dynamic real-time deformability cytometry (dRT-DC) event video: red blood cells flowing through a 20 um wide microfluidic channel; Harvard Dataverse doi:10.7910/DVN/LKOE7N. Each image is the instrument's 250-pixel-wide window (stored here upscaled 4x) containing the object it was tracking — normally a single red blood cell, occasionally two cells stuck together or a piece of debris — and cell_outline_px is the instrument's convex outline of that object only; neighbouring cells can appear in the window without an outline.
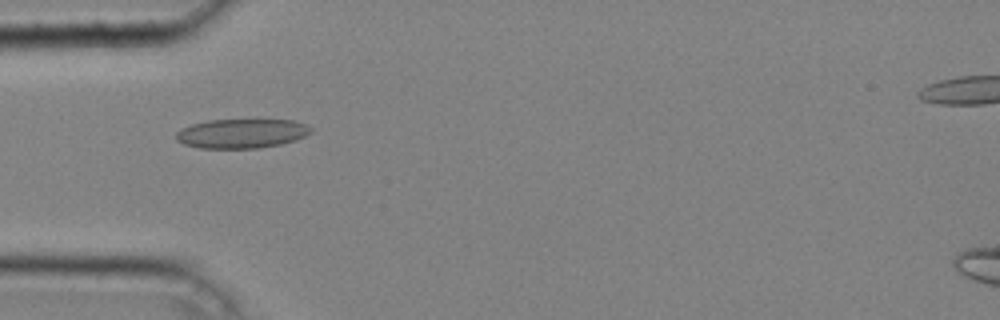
{"species": "common noctule bat (a hibernating species)", "species_latin": "Nyctalus noctula", "temperature_condition": "cold", "stored_images_in_passage": 30, "camera_frame_rate_fps": 3000, "um_per_image_px": 0.085, "animal": {"sex": "male", "body_mass_g": 20.4}, "frame": {"image": 1, "passage_image": 3, "time_ms": 0.667, "image_size_px": [1000, 320], "cell_outline_px": [[312, 132], [296, 140], [280, 144], [256, 148], [200, 148], [184, 144], [176, 140], [176, 132], [180, 128], [192, 124], [208, 120], [292, 120], [308, 124], [312, 128]], "centroid_in_image_um": [20.54, 11.34], "position_along_channel_um": 64.5, "area_um2": 23.06}}
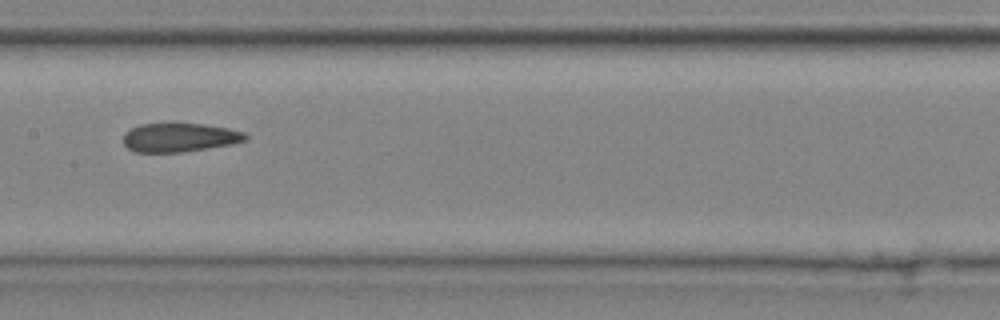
{"frame": {"image": 2, "passage_image": 12, "time_ms": 3.667, "image_size_px": [1000, 320], "cell_outline_px": [[248, 140], [232, 144], [184, 152], [136, 152], [128, 148], [124, 144], [124, 132], [140, 124], [204, 124], [228, 128], [244, 132], [248, 136]], "centroid_in_image_um": [15.29, 11.69], "position_along_channel_um": 192.1, "area_um2": 20.46}}
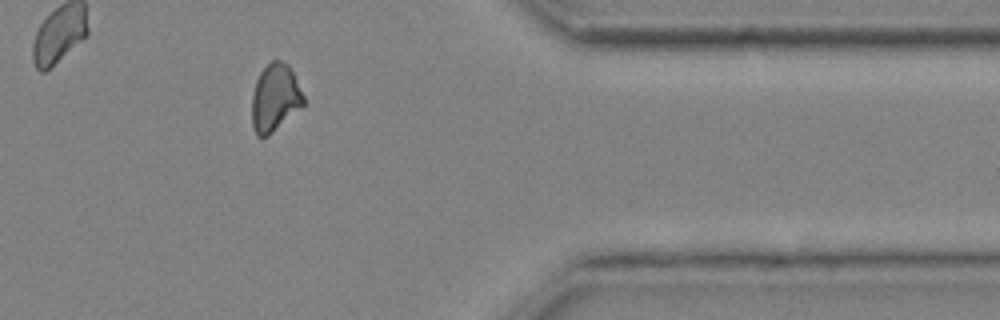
{"frame": {"image": 3, "passage_image": 27, "time_ms": 8.667, "image_size_px": [1000, 320], "cell_outline_px": [[304, 104], [268, 136], [256, 136], [252, 124], [252, 96], [256, 80], [260, 72], [272, 60], [280, 60], [288, 64], [304, 96]], "centroid_in_image_um": [23.35, 8.31], "position_along_channel_um": 388.0, "area_um2": 20.0}, "authors_computed_cell_mechanics": {"area_um2": 21.3282, "velocity_mm_per_s": 4.289, "shape_relaxation_time_tau1_ms": null, "shape_relaxation_time_tau2_ms": 3.2724, "deformation_change_tau1": null, "deformation_change_tau2": 0.085}}